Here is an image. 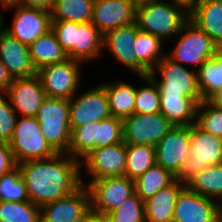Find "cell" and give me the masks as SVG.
Listing matches in <instances>:
<instances>
[{
	"mask_svg": "<svg viewBox=\"0 0 222 222\" xmlns=\"http://www.w3.org/2000/svg\"><path fill=\"white\" fill-rule=\"evenodd\" d=\"M81 162L67 153H57L47 159L18 163L29 200L42 207L74 193L85 183Z\"/></svg>",
	"mask_w": 222,
	"mask_h": 222,
	"instance_id": "1",
	"label": "cell"
},
{
	"mask_svg": "<svg viewBox=\"0 0 222 222\" xmlns=\"http://www.w3.org/2000/svg\"><path fill=\"white\" fill-rule=\"evenodd\" d=\"M189 20V10L182 4L165 0L136 5L135 22L139 30L162 41L175 38Z\"/></svg>",
	"mask_w": 222,
	"mask_h": 222,
	"instance_id": "2",
	"label": "cell"
},
{
	"mask_svg": "<svg viewBox=\"0 0 222 222\" xmlns=\"http://www.w3.org/2000/svg\"><path fill=\"white\" fill-rule=\"evenodd\" d=\"M51 30L69 59L84 63L100 58L103 36L90 21H51Z\"/></svg>",
	"mask_w": 222,
	"mask_h": 222,
	"instance_id": "3",
	"label": "cell"
},
{
	"mask_svg": "<svg viewBox=\"0 0 222 222\" xmlns=\"http://www.w3.org/2000/svg\"><path fill=\"white\" fill-rule=\"evenodd\" d=\"M190 142L189 157L174 175L175 180L184 185L204 168L222 164V138L204 132L194 123L190 126Z\"/></svg>",
	"mask_w": 222,
	"mask_h": 222,
	"instance_id": "4",
	"label": "cell"
},
{
	"mask_svg": "<svg viewBox=\"0 0 222 222\" xmlns=\"http://www.w3.org/2000/svg\"><path fill=\"white\" fill-rule=\"evenodd\" d=\"M69 100L46 97L36 119L43 137L57 153H67L71 140Z\"/></svg>",
	"mask_w": 222,
	"mask_h": 222,
	"instance_id": "5",
	"label": "cell"
},
{
	"mask_svg": "<svg viewBox=\"0 0 222 222\" xmlns=\"http://www.w3.org/2000/svg\"><path fill=\"white\" fill-rule=\"evenodd\" d=\"M17 118L12 139L9 142L14 160L22 163L30 160L47 159L57 152L43 137L36 117Z\"/></svg>",
	"mask_w": 222,
	"mask_h": 222,
	"instance_id": "6",
	"label": "cell"
},
{
	"mask_svg": "<svg viewBox=\"0 0 222 222\" xmlns=\"http://www.w3.org/2000/svg\"><path fill=\"white\" fill-rule=\"evenodd\" d=\"M156 72L161 75L159 81L156 79ZM148 75L155 81L160 95L192 97L199 104L203 101L198 86L197 70L191 72L184 65L174 62L167 54Z\"/></svg>",
	"mask_w": 222,
	"mask_h": 222,
	"instance_id": "7",
	"label": "cell"
},
{
	"mask_svg": "<svg viewBox=\"0 0 222 222\" xmlns=\"http://www.w3.org/2000/svg\"><path fill=\"white\" fill-rule=\"evenodd\" d=\"M176 47L167 56L174 62L199 67L220 49L206 32L188 20L179 31Z\"/></svg>",
	"mask_w": 222,
	"mask_h": 222,
	"instance_id": "8",
	"label": "cell"
},
{
	"mask_svg": "<svg viewBox=\"0 0 222 222\" xmlns=\"http://www.w3.org/2000/svg\"><path fill=\"white\" fill-rule=\"evenodd\" d=\"M86 185L90 193L91 210L107 216L124 200L135 193V182L125 175L90 180Z\"/></svg>",
	"mask_w": 222,
	"mask_h": 222,
	"instance_id": "9",
	"label": "cell"
},
{
	"mask_svg": "<svg viewBox=\"0 0 222 222\" xmlns=\"http://www.w3.org/2000/svg\"><path fill=\"white\" fill-rule=\"evenodd\" d=\"M80 63L68 58L37 70L46 97L70 100L79 89Z\"/></svg>",
	"mask_w": 222,
	"mask_h": 222,
	"instance_id": "10",
	"label": "cell"
},
{
	"mask_svg": "<svg viewBox=\"0 0 222 222\" xmlns=\"http://www.w3.org/2000/svg\"><path fill=\"white\" fill-rule=\"evenodd\" d=\"M173 125L161 114H138L123 119V141L126 145L154 146Z\"/></svg>",
	"mask_w": 222,
	"mask_h": 222,
	"instance_id": "11",
	"label": "cell"
},
{
	"mask_svg": "<svg viewBox=\"0 0 222 222\" xmlns=\"http://www.w3.org/2000/svg\"><path fill=\"white\" fill-rule=\"evenodd\" d=\"M77 95L76 93L69 100L70 127L84 126L93 121L100 122L112 116L107 93L101 84Z\"/></svg>",
	"mask_w": 222,
	"mask_h": 222,
	"instance_id": "12",
	"label": "cell"
},
{
	"mask_svg": "<svg viewBox=\"0 0 222 222\" xmlns=\"http://www.w3.org/2000/svg\"><path fill=\"white\" fill-rule=\"evenodd\" d=\"M15 8L12 26L3 27L22 44L29 46L37 38L51 29L50 11L37 7L7 5L3 9Z\"/></svg>",
	"mask_w": 222,
	"mask_h": 222,
	"instance_id": "13",
	"label": "cell"
},
{
	"mask_svg": "<svg viewBox=\"0 0 222 222\" xmlns=\"http://www.w3.org/2000/svg\"><path fill=\"white\" fill-rule=\"evenodd\" d=\"M191 149L190 126H173L155 145L156 165L175 175Z\"/></svg>",
	"mask_w": 222,
	"mask_h": 222,
	"instance_id": "14",
	"label": "cell"
},
{
	"mask_svg": "<svg viewBox=\"0 0 222 222\" xmlns=\"http://www.w3.org/2000/svg\"><path fill=\"white\" fill-rule=\"evenodd\" d=\"M91 209L90 193L82 185L74 193L40 207L41 222H79Z\"/></svg>",
	"mask_w": 222,
	"mask_h": 222,
	"instance_id": "15",
	"label": "cell"
},
{
	"mask_svg": "<svg viewBox=\"0 0 222 222\" xmlns=\"http://www.w3.org/2000/svg\"><path fill=\"white\" fill-rule=\"evenodd\" d=\"M126 144L123 142L110 146L95 148L83 158L81 166L85 165L91 180L105 177L123 176L125 171Z\"/></svg>",
	"mask_w": 222,
	"mask_h": 222,
	"instance_id": "16",
	"label": "cell"
},
{
	"mask_svg": "<svg viewBox=\"0 0 222 222\" xmlns=\"http://www.w3.org/2000/svg\"><path fill=\"white\" fill-rule=\"evenodd\" d=\"M135 17L134 0H95L91 22L103 36L118 27L133 24Z\"/></svg>",
	"mask_w": 222,
	"mask_h": 222,
	"instance_id": "17",
	"label": "cell"
},
{
	"mask_svg": "<svg viewBox=\"0 0 222 222\" xmlns=\"http://www.w3.org/2000/svg\"><path fill=\"white\" fill-rule=\"evenodd\" d=\"M5 95L10 100L15 113H20L23 117H36L46 98L37 75L29 78H14Z\"/></svg>",
	"mask_w": 222,
	"mask_h": 222,
	"instance_id": "18",
	"label": "cell"
},
{
	"mask_svg": "<svg viewBox=\"0 0 222 222\" xmlns=\"http://www.w3.org/2000/svg\"><path fill=\"white\" fill-rule=\"evenodd\" d=\"M138 32L136 22L118 27L103 35L102 48H107L118 62L141 77L148 74L137 64V55L132 47Z\"/></svg>",
	"mask_w": 222,
	"mask_h": 222,
	"instance_id": "19",
	"label": "cell"
},
{
	"mask_svg": "<svg viewBox=\"0 0 222 222\" xmlns=\"http://www.w3.org/2000/svg\"><path fill=\"white\" fill-rule=\"evenodd\" d=\"M173 222H220L216 200L185 187L177 198Z\"/></svg>",
	"mask_w": 222,
	"mask_h": 222,
	"instance_id": "20",
	"label": "cell"
},
{
	"mask_svg": "<svg viewBox=\"0 0 222 222\" xmlns=\"http://www.w3.org/2000/svg\"><path fill=\"white\" fill-rule=\"evenodd\" d=\"M0 61L12 78H29L37 71L31 61L29 46L22 44L4 29L0 31Z\"/></svg>",
	"mask_w": 222,
	"mask_h": 222,
	"instance_id": "21",
	"label": "cell"
},
{
	"mask_svg": "<svg viewBox=\"0 0 222 222\" xmlns=\"http://www.w3.org/2000/svg\"><path fill=\"white\" fill-rule=\"evenodd\" d=\"M189 20L222 49V0H199L189 10Z\"/></svg>",
	"mask_w": 222,
	"mask_h": 222,
	"instance_id": "22",
	"label": "cell"
},
{
	"mask_svg": "<svg viewBox=\"0 0 222 222\" xmlns=\"http://www.w3.org/2000/svg\"><path fill=\"white\" fill-rule=\"evenodd\" d=\"M186 185L175 180L144 202L146 222H173L177 198Z\"/></svg>",
	"mask_w": 222,
	"mask_h": 222,
	"instance_id": "23",
	"label": "cell"
},
{
	"mask_svg": "<svg viewBox=\"0 0 222 222\" xmlns=\"http://www.w3.org/2000/svg\"><path fill=\"white\" fill-rule=\"evenodd\" d=\"M160 102V113L173 126H191L196 122L199 103L192 97L160 95Z\"/></svg>",
	"mask_w": 222,
	"mask_h": 222,
	"instance_id": "24",
	"label": "cell"
},
{
	"mask_svg": "<svg viewBox=\"0 0 222 222\" xmlns=\"http://www.w3.org/2000/svg\"><path fill=\"white\" fill-rule=\"evenodd\" d=\"M29 53L36 71L46 65L68 59L66 52L51 29L29 45Z\"/></svg>",
	"mask_w": 222,
	"mask_h": 222,
	"instance_id": "25",
	"label": "cell"
},
{
	"mask_svg": "<svg viewBox=\"0 0 222 222\" xmlns=\"http://www.w3.org/2000/svg\"><path fill=\"white\" fill-rule=\"evenodd\" d=\"M101 85L107 93L108 104L113 117L125 119L135 113L136 87L124 81Z\"/></svg>",
	"mask_w": 222,
	"mask_h": 222,
	"instance_id": "26",
	"label": "cell"
},
{
	"mask_svg": "<svg viewBox=\"0 0 222 222\" xmlns=\"http://www.w3.org/2000/svg\"><path fill=\"white\" fill-rule=\"evenodd\" d=\"M163 41L154 35L139 30L133 49L137 55V64L149 74L157 63L167 54L162 52Z\"/></svg>",
	"mask_w": 222,
	"mask_h": 222,
	"instance_id": "27",
	"label": "cell"
},
{
	"mask_svg": "<svg viewBox=\"0 0 222 222\" xmlns=\"http://www.w3.org/2000/svg\"><path fill=\"white\" fill-rule=\"evenodd\" d=\"M95 0H55L50 10L51 21L90 22Z\"/></svg>",
	"mask_w": 222,
	"mask_h": 222,
	"instance_id": "28",
	"label": "cell"
},
{
	"mask_svg": "<svg viewBox=\"0 0 222 222\" xmlns=\"http://www.w3.org/2000/svg\"><path fill=\"white\" fill-rule=\"evenodd\" d=\"M197 77L203 101L222 88V49L197 69Z\"/></svg>",
	"mask_w": 222,
	"mask_h": 222,
	"instance_id": "29",
	"label": "cell"
},
{
	"mask_svg": "<svg viewBox=\"0 0 222 222\" xmlns=\"http://www.w3.org/2000/svg\"><path fill=\"white\" fill-rule=\"evenodd\" d=\"M174 181L175 176L169 170L155 164L134 181L135 193L145 201Z\"/></svg>",
	"mask_w": 222,
	"mask_h": 222,
	"instance_id": "30",
	"label": "cell"
},
{
	"mask_svg": "<svg viewBox=\"0 0 222 222\" xmlns=\"http://www.w3.org/2000/svg\"><path fill=\"white\" fill-rule=\"evenodd\" d=\"M98 126H100V122L93 121L84 126L70 127L71 140L67 154L81 160L92 150L98 148Z\"/></svg>",
	"mask_w": 222,
	"mask_h": 222,
	"instance_id": "31",
	"label": "cell"
},
{
	"mask_svg": "<svg viewBox=\"0 0 222 222\" xmlns=\"http://www.w3.org/2000/svg\"><path fill=\"white\" fill-rule=\"evenodd\" d=\"M155 147L149 145H126L124 175L136 180L156 164Z\"/></svg>",
	"mask_w": 222,
	"mask_h": 222,
	"instance_id": "32",
	"label": "cell"
},
{
	"mask_svg": "<svg viewBox=\"0 0 222 222\" xmlns=\"http://www.w3.org/2000/svg\"><path fill=\"white\" fill-rule=\"evenodd\" d=\"M186 187L193 192L217 201L222 195V164L204 168L192 178Z\"/></svg>",
	"mask_w": 222,
	"mask_h": 222,
	"instance_id": "33",
	"label": "cell"
},
{
	"mask_svg": "<svg viewBox=\"0 0 222 222\" xmlns=\"http://www.w3.org/2000/svg\"><path fill=\"white\" fill-rule=\"evenodd\" d=\"M0 222H41L40 207L27 201H1Z\"/></svg>",
	"mask_w": 222,
	"mask_h": 222,
	"instance_id": "34",
	"label": "cell"
},
{
	"mask_svg": "<svg viewBox=\"0 0 222 222\" xmlns=\"http://www.w3.org/2000/svg\"><path fill=\"white\" fill-rule=\"evenodd\" d=\"M147 86L136 88L135 113L155 114L160 113V91L155 81L149 76H141Z\"/></svg>",
	"mask_w": 222,
	"mask_h": 222,
	"instance_id": "35",
	"label": "cell"
},
{
	"mask_svg": "<svg viewBox=\"0 0 222 222\" xmlns=\"http://www.w3.org/2000/svg\"><path fill=\"white\" fill-rule=\"evenodd\" d=\"M0 200L12 202L29 200L18 166L0 177Z\"/></svg>",
	"mask_w": 222,
	"mask_h": 222,
	"instance_id": "36",
	"label": "cell"
},
{
	"mask_svg": "<svg viewBox=\"0 0 222 222\" xmlns=\"http://www.w3.org/2000/svg\"><path fill=\"white\" fill-rule=\"evenodd\" d=\"M108 222H146L144 202L134 193L107 215Z\"/></svg>",
	"mask_w": 222,
	"mask_h": 222,
	"instance_id": "37",
	"label": "cell"
},
{
	"mask_svg": "<svg viewBox=\"0 0 222 222\" xmlns=\"http://www.w3.org/2000/svg\"><path fill=\"white\" fill-rule=\"evenodd\" d=\"M195 124L204 132L222 138V108L202 101L198 105Z\"/></svg>",
	"mask_w": 222,
	"mask_h": 222,
	"instance_id": "38",
	"label": "cell"
},
{
	"mask_svg": "<svg viewBox=\"0 0 222 222\" xmlns=\"http://www.w3.org/2000/svg\"><path fill=\"white\" fill-rule=\"evenodd\" d=\"M123 142V120L111 116L100 121L98 126V148Z\"/></svg>",
	"mask_w": 222,
	"mask_h": 222,
	"instance_id": "39",
	"label": "cell"
},
{
	"mask_svg": "<svg viewBox=\"0 0 222 222\" xmlns=\"http://www.w3.org/2000/svg\"><path fill=\"white\" fill-rule=\"evenodd\" d=\"M17 118L10 102L0 94V142H10Z\"/></svg>",
	"mask_w": 222,
	"mask_h": 222,
	"instance_id": "40",
	"label": "cell"
},
{
	"mask_svg": "<svg viewBox=\"0 0 222 222\" xmlns=\"http://www.w3.org/2000/svg\"><path fill=\"white\" fill-rule=\"evenodd\" d=\"M17 166L8 142H0V177Z\"/></svg>",
	"mask_w": 222,
	"mask_h": 222,
	"instance_id": "41",
	"label": "cell"
},
{
	"mask_svg": "<svg viewBox=\"0 0 222 222\" xmlns=\"http://www.w3.org/2000/svg\"><path fill=\"white\" fill-rule=\"evenodd\" d=\"M55 0H15L10 5H19L24 7H37L50 11Z\"/></svg>",
	"mask_w": 222,
	"mask_h": 222,
	"instance_id": "42",
	"label": "cell"
},
{
	"mask_svg": "<svg viewBox=\"0 0 222 222\" xmlns=\"http://www.w3.org/2000/svg\"><path fill=\"white\" fill-rule=\"evenodd\" d=\"M13 78L9 74L7 68L0 61V94H5L10 84L12 83Z\"/></svg>",
	"mask_w": 222,
	"mask_h": 222,
	"instance_id": "43",
	"label": "cell"
},
{
	"mask_svg": "<svg viewBox=\"0 0 222 222\" xmlns=\"http://www.w3.org/2000/svg\"><path fill=\"white\" fill-rule=\"evenodd\" d=\"M79 222H108L107 216L96 213L91 209Z\"/></svg>",
	"mask_w": 222,
	"mask_h": 222,
	"instance_id": "44",
	"label": "cell"
},
{
	"mask_svg": "<svg viewBox=\"0 0 222 222\" xmlns=\"http://www.w3.org/2000/svg\"><path fill=\"white\" fill-rule=\"evenodd\" d=\"M207 101L213 106L222 108V88L213 93Z\"/></svg>",
	"mask_w": 222,
	"mask_h": 222,
	"instance_id": "45",
	"label": "cell"
},
{
	"mask_svg": "<svg viewBox=\"0 0 222 222\" xmlns=\"http://www.w3.org/2000/svg\"><path fill=\"white\" fill-rule=\"evenodd\" d=\"M176 2L184 5L188 10H190L199 0H171V2Z\"/></svg>",
	"mask_w": 222,
	"mask_h": 222,
	"instance_id": "46",
	"label": "cell"
},
{
	"mask_svg": "<svg viewBox=\"0 0 222 222\" xmlns=\"http://www.w3.org/2000/svg\"><path fill=\"white\" fill-rule=\"evenodd\" d=\"M217 204V210H218V218L220 222H222V195L218 198L216 201Z\"/></svg>",
	"mask_w": 222,
	"mask_h": 222,
	"instance_id": "47",
	"label": "cell"
},
{
	"mask_svg": "<svg viewBox=\"0 0 222 222\" xmlns=\"http://www.w3.org/2000/svg\"><path fill=\"white\" fill-rule=\"evenodd\" d=\"M15 0H0V3L2 5V8L7 6V5H10L14 2Z\"/></svg>",
	"mask_w": 222,
	"mask_h": 222,
	"instance_id": "48",
	"label": "cell"
},
{
	"mask_svg": "<svg viewBox=\"0 0 222 222\" xmlns=\"http://www.w3.org/2000/svg\"><path fill=\"white\" fill-rule=\"evenodd\" d=\"M149 1H157V0H134L136 5L144 3V2H149Z\"/></svg>",
	"mask_w": 222,
	"mask_h": 222,
	"instance_id": "49",
	"label": "cell"
},
{
	"mask_svg": "<svg viewBox=\"0 0 222 222\" xmlns=\"http://www.w3.org/2000/svg\"><path fill=\"white\" fill-rule=\"evenodd\" d=\"M1 14H2V13L0 12V31H1V30L3 29V27H4V25H3V24H4V23H3V21H4L3 19H4V18H3V16H2Z\"/></svg>",
	"mask_w": 222,
	"mask_h": 222,
	"instance_id": "50",
	"label": "cell"
}]
</instances>
